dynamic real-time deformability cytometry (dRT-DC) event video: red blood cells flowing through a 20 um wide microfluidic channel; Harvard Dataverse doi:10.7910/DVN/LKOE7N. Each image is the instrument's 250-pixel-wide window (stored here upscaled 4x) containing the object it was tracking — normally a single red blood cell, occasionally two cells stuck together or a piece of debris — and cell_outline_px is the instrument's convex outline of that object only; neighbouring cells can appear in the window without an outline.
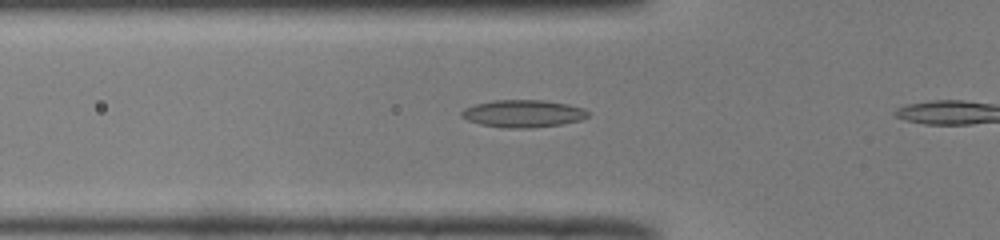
{"species": "common noctule bat (a hibernating species)", "species_latin": "Nyctalus noctula", "temperature_condition": "room temperature", "stored_images_in_passage": 12, "camera_frame_rate_fps": 3000, "um_per_image_px": 0.085, "animal": {"sex": "male", "body_mass_g": 19.0, "forearm_length_mm": 50.8}, "frame": {"image": 1, "passage_image": 7, "time_ms": 2.0, "image_size_px": [1000, 240], "cell_outline_px": [[592, 112], [588, 116], [580, 120], [560, 124], [532, 128], [504, 128], [480, 124], [468, 120], [460, 116], [460, 112], [464, 108], [476, 104], [492, 100], [544, 100], [568, 104], [584, 108]], "centroid_in_image_um": [44.47, 9.65], "position_along_channel_um": 81.3, "area_um2": 20.35}}
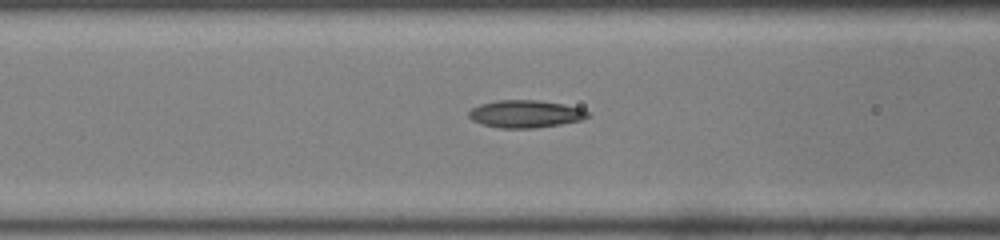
{"frame": {"image": 2, "passage_image": 10, "time_ms": 3.0, "image_size_px": [1000, 240], "cell_outline_px": [[588, 116], [580, 120], [560, 124], [536, 128], [500, 128], [484, 124], [472, 120], [468, 116], [468, 112], [472, 108], [480, 104], [496, 100], [536, 100], [564, 104], [580, 108], [588, 112]], "centroid_in_image_um": [44.63, 9.68], "position_along_channel_um": 122.0, "area_um2": 18.9}}